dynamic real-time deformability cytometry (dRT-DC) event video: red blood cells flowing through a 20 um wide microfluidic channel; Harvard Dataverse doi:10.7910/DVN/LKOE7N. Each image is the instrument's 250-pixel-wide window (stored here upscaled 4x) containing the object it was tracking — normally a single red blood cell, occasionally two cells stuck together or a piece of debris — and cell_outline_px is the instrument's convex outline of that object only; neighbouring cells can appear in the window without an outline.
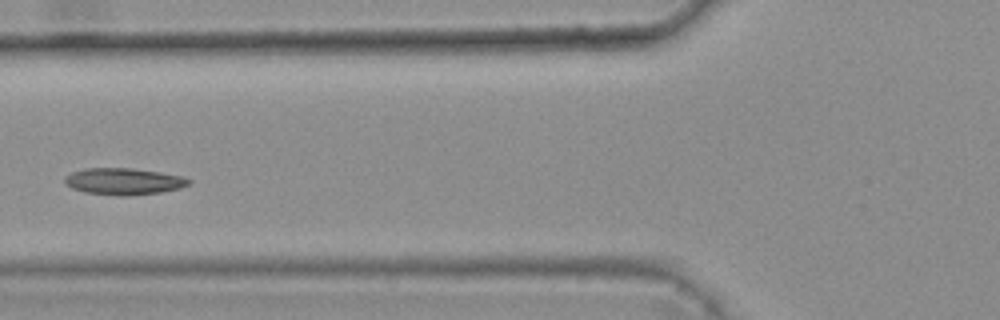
{"species": "common noctule bat (a hibernating species)", "species_latin": "Nyctalus noctula", "temperature_condition": "warm", "stored_images_in_passage": 4, "camera_frame_rate_fps": 3000, "um_per_image_px": 0.085, "animal": {"sex": "female", "body_mass_g": 25.1}, "frame": {"image": 1, "passage_image": 4, "time_ms": 1.0, "image_size_px": [1000, 320], "cell_outline_px": [[192, 184], [180, 188], [160, 192], [124, 196], [84, 192], [72, 188], [64, 184], [64, 176], [72, 172], [84, 168], [132, 168], [160, 172], [184, 176], [192, 180]], "centroid_in_image_um": [10.53, 15.41], "position_along_channel_um": 115.3, "area_um2": 19.42}}